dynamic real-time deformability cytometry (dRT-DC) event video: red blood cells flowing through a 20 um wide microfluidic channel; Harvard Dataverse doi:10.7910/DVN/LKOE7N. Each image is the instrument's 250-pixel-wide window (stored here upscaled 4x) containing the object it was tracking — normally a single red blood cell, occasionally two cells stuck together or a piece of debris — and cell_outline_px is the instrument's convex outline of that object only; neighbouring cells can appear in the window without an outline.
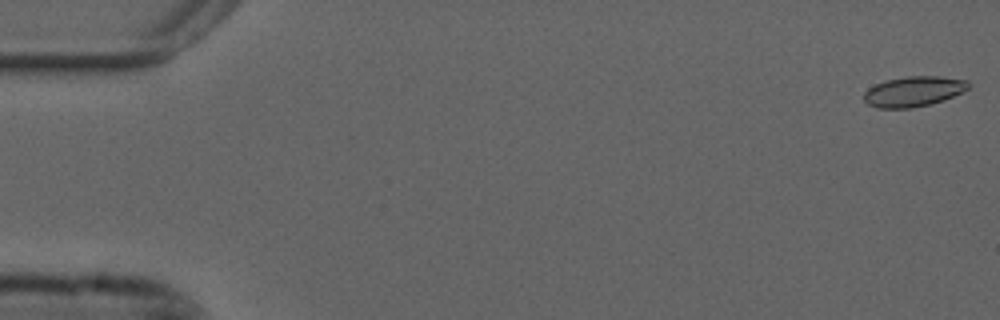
{"species": "common noctule bat (a hibernating species)", "species_latin": "Nyctalus noctula", "temperature_condition": "cold", "stored_images_in_passage": 55, "camera_frame_rate_fps": 3000, "um_per_image_px": 0.085, "animal": {"sex": "male", "forearm_length_mm": 52.5}, "frame": {"image": 1, "passage_image": 1, "time_ms": 0.0, "image_size_px": [1000, 320], "cell_outline_px": [[968, 88], [964, 92], [944, 100], [912, 108], [876, 108], [868, 104], [864, 100], [864, 92], [868, 88], [876, 84], [888, 80], [908, 76], [940, 76], [968, 80]], "centroid_in_image_um": [77.66, 7.77], "position_along_channel_um": 7.3, "area_um2": 18.38}}
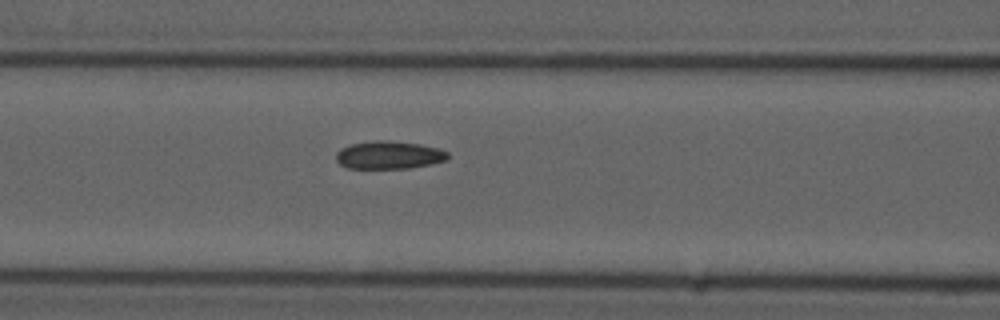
{"frame": {"image": 2, "passage_image": 23, "time_ms": 7.333, "image_size_px": [1000, 320], "cell_outline_px": [[448, 160], [432, 164], [408, 168], [348, 168], [340, 164], [336, 160], [336, 152], [340, 148], [352, 144], [376, 140], [388, 140], [420, 144], [436, 148], [448, 152]], "centroid_in_image_um": [33.06, 13.18], "position_along_channel_um": 133.5, "area_um2": 18.15}}
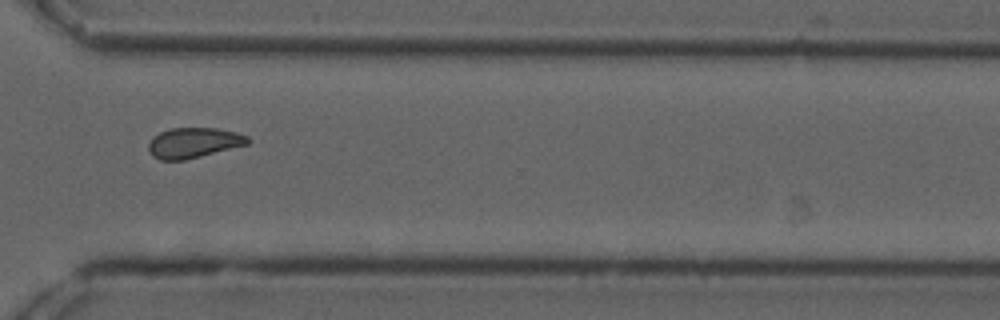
{"frame": {"image": 3, "passage_image": 41, "time_ms": 13.333, "image_size_px": [1000, 320], "cell_outline_px": [[252, 140], [248, 144], [184, 160], [160, 160], [152, 156], [148, 152], [148, 144], [152, 136], [160, 132], [172, 128], [216, 128], [236, 132], [248, 136]], "centroid_in_image_um": [16.43, 12.13], "position_along_channel_um": 354.2, "area_um2": 17.57}, "authors_computed_cell_mechanics": {"area_um2": 18.0336, "velocity_mm_per_s": 3.6869, "shape_relaxation_time_tau1_ms": null, "shape_relaxation_time_tau2_ms": 2.8888, "deformation_change_tau1": null, "deformation_change_tau2": 0.0745}}